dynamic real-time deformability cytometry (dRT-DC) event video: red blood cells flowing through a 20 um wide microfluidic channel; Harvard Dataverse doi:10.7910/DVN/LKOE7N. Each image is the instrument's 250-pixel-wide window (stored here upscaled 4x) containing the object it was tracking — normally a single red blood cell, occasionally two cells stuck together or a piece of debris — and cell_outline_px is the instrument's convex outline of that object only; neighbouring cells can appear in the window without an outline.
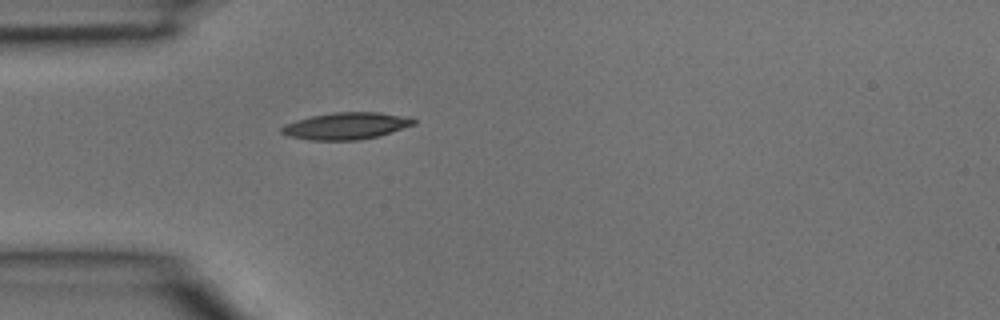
{"species": "common noctule bat (a hibernating species)", "species_latin": "Nyctalus noctula", "temperature_condition": "room temperature", "stored_images_in_passage": 1, "camera_frame_rate_fps": 3000, "um_per_image_px": 0.085, "animal": {"sex": "male", "body_mass_g": 15.6}, "frame": {"image": 1, "passage_image": 1, "time_ms": 0.0, "image_size_px": [1000, 320], "cell_outline_px": [[416, 124], [376, 136], [356, 140], [308, 140], [288, 136], [280, 132], [280, 128], [284, 124], [296, 120], [312, 116], [332, 112], [380, 112], [400, 116], [416, 120]], "centroid_in_image_um": [29.34, 10.7], "position_along_channel_um": 55.7, "area_um2": 20.46}}